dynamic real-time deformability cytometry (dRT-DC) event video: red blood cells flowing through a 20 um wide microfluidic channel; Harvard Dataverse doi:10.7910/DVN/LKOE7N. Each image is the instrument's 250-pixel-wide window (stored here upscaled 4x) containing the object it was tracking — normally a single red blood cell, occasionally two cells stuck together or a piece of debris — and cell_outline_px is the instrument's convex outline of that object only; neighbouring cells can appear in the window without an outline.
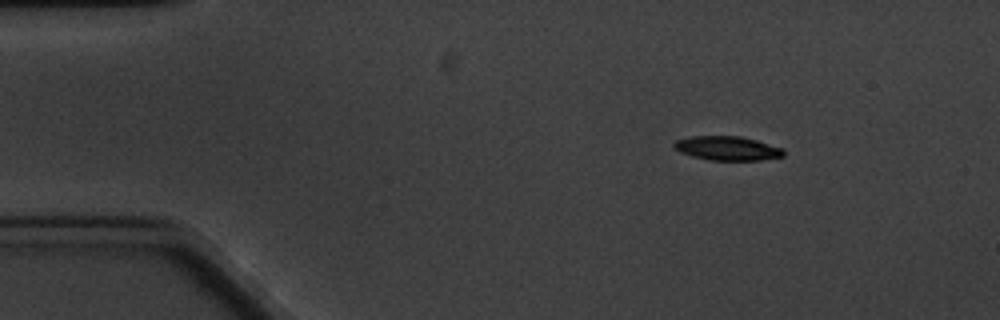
{"species": "common noctule bat (a hibernating species)", "species_latin": "Nyctalus noctula", "temperature_condition": "cold", "stored_images_in_passage": 5, "camera_frame_rate_fps": 3000, "um_per_image_px": 0.085, "animal": {"sex": "male", "body_mass_g": 20.1, "forearm_length_mm": 53.5}, "frame": {"image": 1, "passage_image": 2, "time_ms": 1.333, "image_size_px": [1000, 320], "cell_outline_px": [[784, 156], [760, 160], [712, 160], [692, 156], [680, 152], [672, 144], [676, 140], [692, 136], [740, 136], [756, 140], [784, 148]], "centroid_in_image_um": [61.84, 12.6], "position_along_channel_um": 23.2, "area_um2": 15.32}}
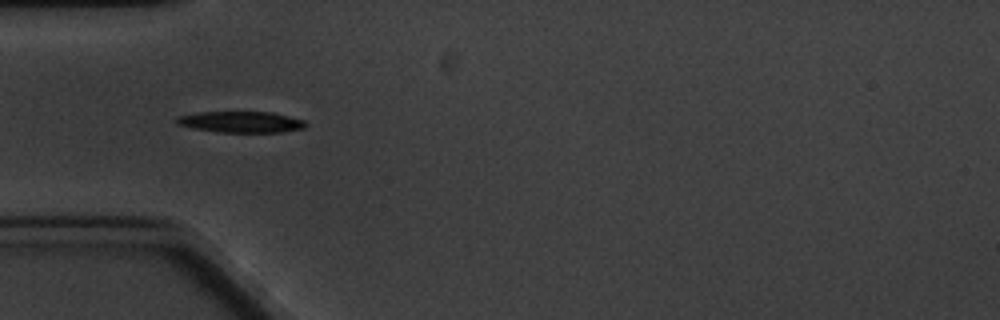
{"frame": {"image": 2, "passage_image": 5, "time_ms": 4.667, "image_size_px": [1000, 320], "cell_outline_px": [[308, 124], [304, 128], [280, 132], [220, 132], [192, 128], [176, 124], [172, 120], [176, 116], [196, 112], [272, 112], [304, 120]], "centroid_in_image_um": [20.42, 10.36], "position_along_channel_um": 64.6, "area_um2": 16.07}}